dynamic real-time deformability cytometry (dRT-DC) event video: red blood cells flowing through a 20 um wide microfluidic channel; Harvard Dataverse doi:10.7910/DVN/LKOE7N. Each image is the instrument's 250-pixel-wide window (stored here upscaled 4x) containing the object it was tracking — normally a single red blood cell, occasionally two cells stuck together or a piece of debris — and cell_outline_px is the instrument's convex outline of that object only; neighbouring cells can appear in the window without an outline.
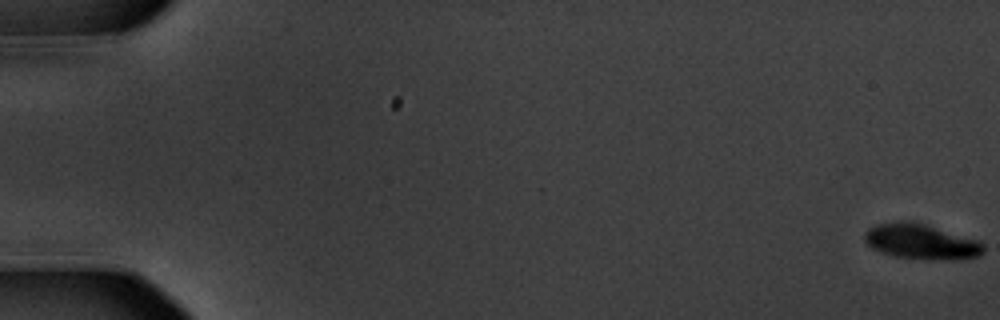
{"species": "common noctule bat (a hibernating species)", "species_latin": "Nyctalus noctula", "temperature_condition": "warm", "stored_images_in_passage": 59, "camera_frame_rate_fps": 3000, "um_per_image_px": 0.085, "animal": {"sex": "male", "body_mass_g": 20.1, "forearm_length_mm": 53.5}, "frame": {"image": 1, "passage_image": 1, "time_ms": 0.0, "image_size_px": [1000, 320], "cell_outline_px": [[984, 252], [976, 256], [964, 260], [952, 260], [892, 256], [880, 252], [872, 248], [864, 240], [864, 232], [868, 228], [880, 224], [904, 220], [912, 220], [980, 240], [984, 244]], "centroid_in_image_um": [78.32, 20.53], "position_along_channel_um": 6.7, "area_um2": 24.57}}
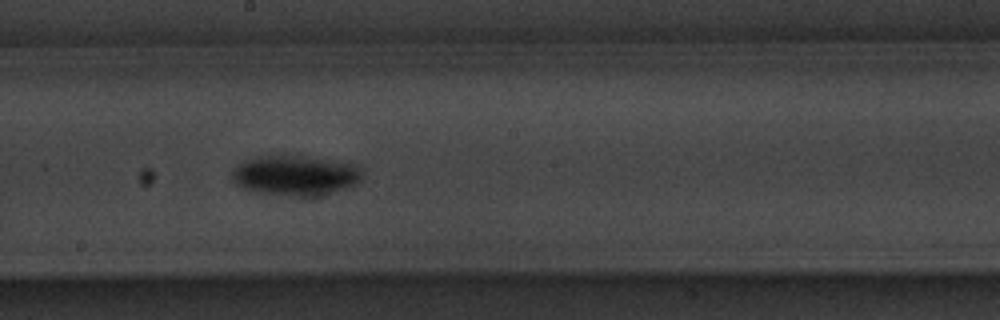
{"frame": {"image": 2, "passage_image": 34, "time_ms": 11.0, "image_size_px": [1000, 320], "cell_outline_px": [[360, 180], [344, 188], [320, 196], [300, 196], [260, 192], [244, 188], [236, 184], [232, 180], [232, 172], [240, 164], [252, 160], [268, 156], [304, 156], [352, 164], [360, 168]], "centroid_in_image_um": [25.11, 14.92], "position_along_channel_um": 223.1, "area_um2": 29.25}}
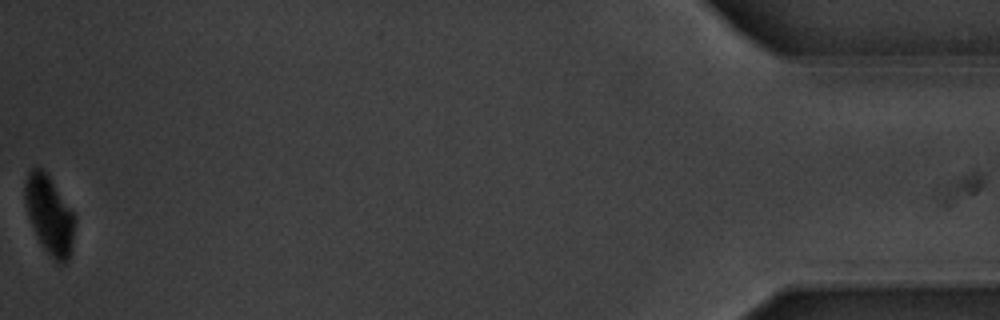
{"frame": {"image": 3, "passage_image": 59, "time_ms": 19.333, "image_size_px": [1000, 320], "cell_outline_px": [[76, 220], [72, 248], [68, 260], [64, 264], [60, 264], [44, 248], [28, 216], [24, 196], [24, 184], [28, 172], [32, 168], [44, 168], [76, 216]], "centroid_in_image_um": [4.22, 18.23], "position_along_channel_um": 431.0, "area_um2": 22.66}, "authors_computed_cell_mechanics": {"area_um2": 26.1834, "velocity_mm_per_s": 3.5558, "shape_relaxation_time_tau1_ms": 1.5807, "shape_relaxation_time_tau2_ms": null, "deformation_change_tau1": 0.1418, "deformation_change_tau2": null}}